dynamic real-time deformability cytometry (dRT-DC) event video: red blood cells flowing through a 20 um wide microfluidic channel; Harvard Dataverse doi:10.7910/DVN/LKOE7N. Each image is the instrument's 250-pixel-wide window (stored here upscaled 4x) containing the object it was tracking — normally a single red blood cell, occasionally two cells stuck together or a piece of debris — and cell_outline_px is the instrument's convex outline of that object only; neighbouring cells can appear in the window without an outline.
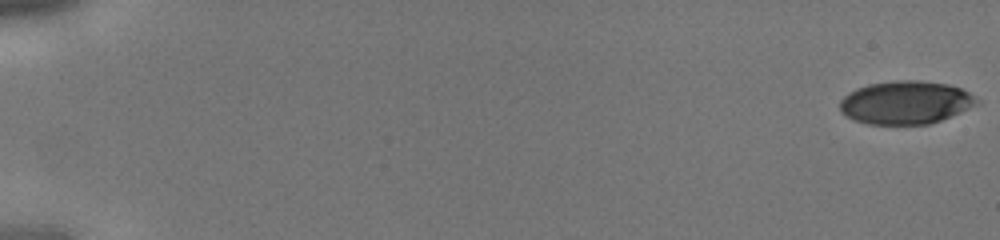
{"species": "human", "species_latin": "Homo sapiens", "temperature_condition": "cold", "stored_images_in_passage": 44, "camera_frame_rate_fps": 3000, "um_per_image_px": 0.085, "donor": {"sex": "male"}, "frame": {"image": 1, "passage_image": 1, "time_ms": 0.0, "image_size_px": [1000, 240], "cell_outline_px": [[980, 104], [940, 120], [928, 124], [868, 124], [852, 120], [840, 112], [840, 100], [848, 92], [856, 88], [868, 84], [896, 80], [920, 80], [948, 84], [960, 88], [968, 92], [980, 100]], "centroid_in_image_um": [76.96, 8.71], "position_along_channel_um": 8.0, "area_um2": 34.62}}
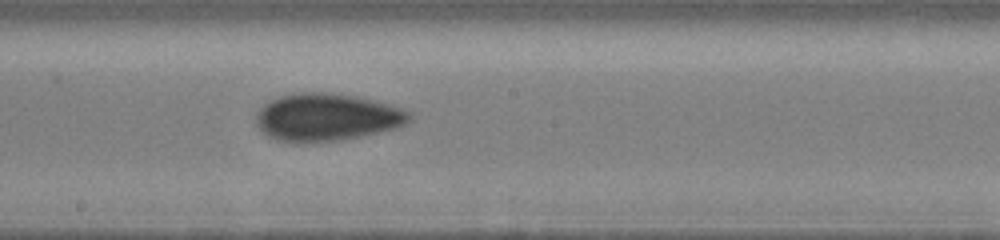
{"frame": {"image": 2, "passage_image": 26, "time_ms": 8.333, "image_size_px": [1000, 240], "cell_outline_px": [[412, 120], [400, 128], [340, 140], [276, 140], [268, 136], [256, 124], [256, 112], [264, 104], [280, 96], [300, 92], [320, 92], [356, 96], [404, 108], [412, 112]], "centroid_in_image_um": [27.85, 9.94], "position_along_channel_um": 220.4, "area_um2": 41.96}}
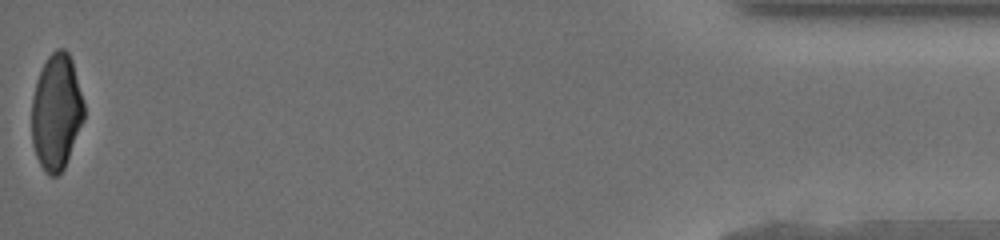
{"frame": {"image": 3, "passage_image": 44, "time_ms": 14.333, "image_size_px": [1000, 240], "cell_outline_px": [[84, 120], [64, 168], [56, 176], [48, 176], [44, 172], [36, 156], [32, 144], [32, 96], [36, 80], [48, 56], [56, 48], [64, 48], [68, 52], [72, 60], [84, 104]], "centroid_in_image_um": [4.78, 9.52], "position_along_channel_um": 430.4, "area_um2": 35.37}}